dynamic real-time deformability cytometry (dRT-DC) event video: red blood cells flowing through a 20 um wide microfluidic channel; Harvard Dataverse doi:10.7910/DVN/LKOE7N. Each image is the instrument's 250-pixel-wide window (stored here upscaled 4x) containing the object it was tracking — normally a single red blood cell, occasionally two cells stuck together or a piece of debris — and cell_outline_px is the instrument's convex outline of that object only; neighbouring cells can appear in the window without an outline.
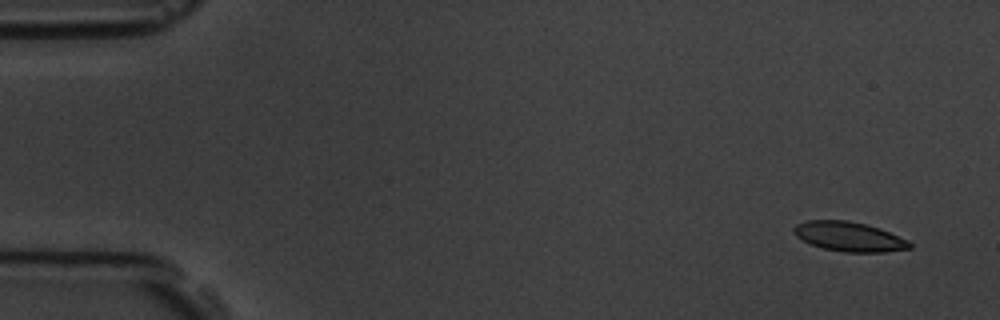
{"species": "common noctule bat (a hibernating species)", "species_latin": "Nyctalus noctula", "temperature_condition": "room temperature", "stored_images_in_passage": 4, "camera_frame_rate_fps": 3000, "um_per_image_px": 0.085, "animal": {"sex": "male", "body_mass_g": 19.5, "forearm_length_mm": 54.6}, "frame": {"image": 1, "passage_image": 1, "time_ms": 0.0, "image_size_px": [1000, 320], "cell_outline_px": [[912, 248], [884, 252], [844, 252], [824, 248], [812, 244], [796, 236], [792, 232], [792, 228], [796, 224], [808, 220], [848, 220], [880, 228], [908, 240], [912, 244]], "centroid_in_image_um": [72.18, 20.1], "position_along_channel_um": 12.8, "area_um2": 19.88}}